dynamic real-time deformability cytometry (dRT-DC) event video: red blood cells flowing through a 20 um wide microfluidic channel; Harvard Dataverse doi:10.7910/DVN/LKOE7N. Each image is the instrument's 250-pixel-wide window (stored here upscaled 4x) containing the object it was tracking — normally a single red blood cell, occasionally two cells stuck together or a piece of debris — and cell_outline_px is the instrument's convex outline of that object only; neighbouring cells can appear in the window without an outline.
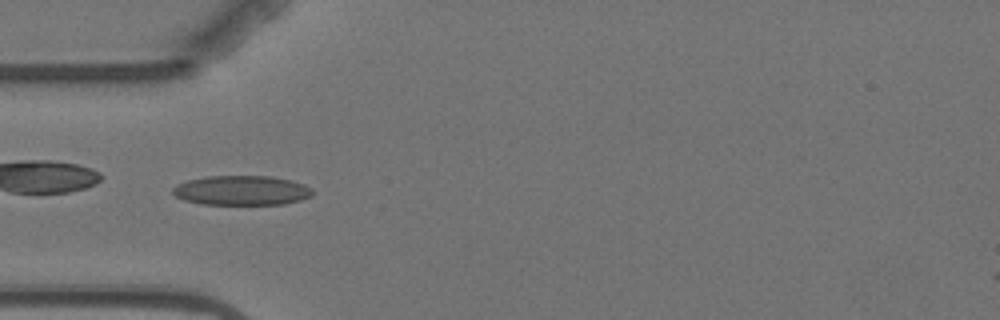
{"species": "Egyptian fruit bat (a non-hibernating species)", "species_latin": "Rousettus aegyptiacus", "temperature_condition": "warm", "stored_images_in_passage": 6, "camera_frame_rate_fps": 3000, "um_per_image_px": 0.085, "animal": {"sex": "female"}, "frame": {"image": 1, "passage_image": 6, "time_ms": 6.0, "image_size_px": [1000, 320], "cell_outline_px": [[312, 196], [300, 200], [284, 204], [204, 204], [184, 200], [176, 196], [172, 192], [172, 188], [176, 184], [188, 180], [208, 176], [272, 176], [292, 180], [304, 184], [312, 188]], "centroid_in_image_um": [20.55, 16.18], "position_along_channel_um": 64.4, "area_um2": 24.16}}